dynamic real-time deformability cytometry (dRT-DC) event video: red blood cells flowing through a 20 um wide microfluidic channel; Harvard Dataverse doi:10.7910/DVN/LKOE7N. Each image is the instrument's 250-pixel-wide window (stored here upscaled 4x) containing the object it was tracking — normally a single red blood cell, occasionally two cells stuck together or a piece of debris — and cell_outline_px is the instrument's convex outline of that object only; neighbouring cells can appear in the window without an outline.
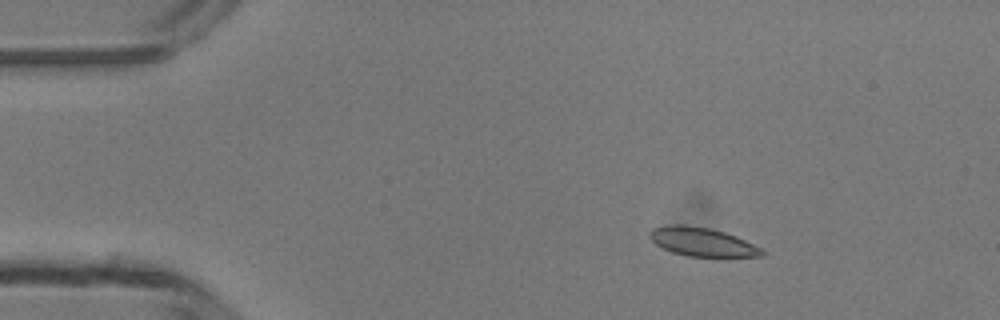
{"species": "common noctule bat (a hibernating species)", "species_latin": "Nyctalus noctula", "temperature_condition": "room temperature", "stored_images_in_passage": 4, "camera_frame_rate_fps": 3000, "um_per_image_px": 0.085, "animal": {"sex": "male", "body_mass_g": 13.3}, "frame": {"image": 1, "passage_image": 2, "time_ms": 1.333, "image_size_px": [1000, 320], "cell_outline_px": [[764, 256], [688, 256], [672, 252], [656, 244], [648, 236], [648, 232], [652, 228], [668, 224], [684, 224], [708, 228], [724, 232], [736, 236], [760, 248], [764, 252]], "centroid_in_image_um": [59.62, 20.54], "position_along_channel_um": 25.4, "area_um2": 18.55}}
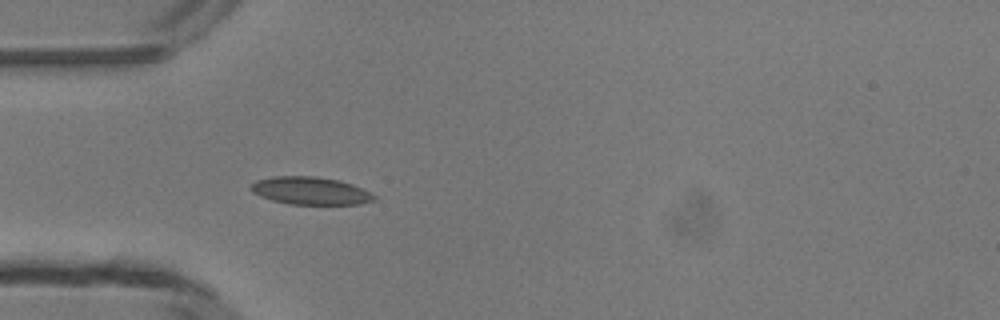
{"frame": {"image": 2, "passage_image": 4, "time_ms": 3.667, "image_size_px": [1000, 320], "cell_outline_px": [[376, 200], [360, 204], [288, 204], [272, 200], [260, 196], [252, 192], [248, 188], [256, 180], [272, 176], [312, 176], [340, 180], [352, 184], [376, 196]], "centroid_in_image_um": [26.35, 16.21], "position_along_channel_um": 58.7, "area_um2": 19.88}}